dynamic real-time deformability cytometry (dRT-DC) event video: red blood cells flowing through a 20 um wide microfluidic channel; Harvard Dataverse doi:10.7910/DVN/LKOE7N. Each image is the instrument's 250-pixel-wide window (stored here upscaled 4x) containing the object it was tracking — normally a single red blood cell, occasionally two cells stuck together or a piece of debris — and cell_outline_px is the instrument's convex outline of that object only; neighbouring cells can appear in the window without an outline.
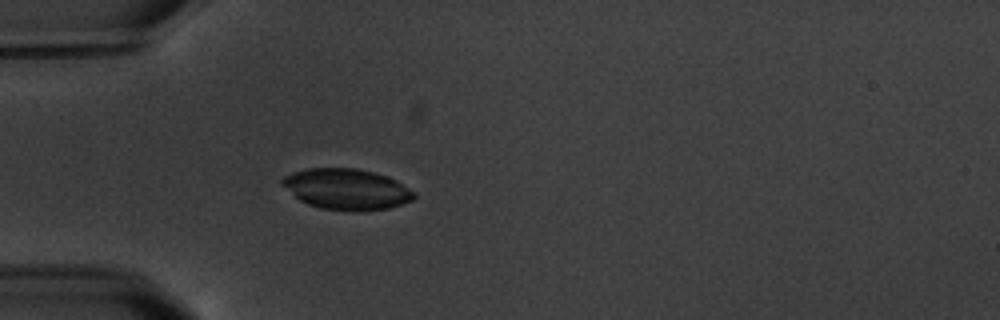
{"species": "common noctule bat (a hibernating species)", "species_latin": "Nyctalus noctula", "temperature_condition": "warm", "stored_images_in_passage": 5, "camera_frame_rate_fps": 3000, "um_per_image_px": 0.085, "animal": {"sex": "male", "body_mass_g": 20.1, "forearm_length_mm": 53.5}, "frame": {"image": 1, "passage_image": 5, "time_ms": 4.667, "image_size_px": [1000, 320], "cell_outline_px": [[416, 196], [412, 200], [388, 208], [360, 212], [352, 212], [320, 208], [308, 204], [300, 200], [280, 184], [280, 180], [284, 176], [292, 172], [308, 168], [356, 168], [372, 172], [396, 180], [416, 192]], "centroid_in_image_um": [29.45, 16.09], "position_along_channel_um": 55.6, "area_um2": 31.5}}